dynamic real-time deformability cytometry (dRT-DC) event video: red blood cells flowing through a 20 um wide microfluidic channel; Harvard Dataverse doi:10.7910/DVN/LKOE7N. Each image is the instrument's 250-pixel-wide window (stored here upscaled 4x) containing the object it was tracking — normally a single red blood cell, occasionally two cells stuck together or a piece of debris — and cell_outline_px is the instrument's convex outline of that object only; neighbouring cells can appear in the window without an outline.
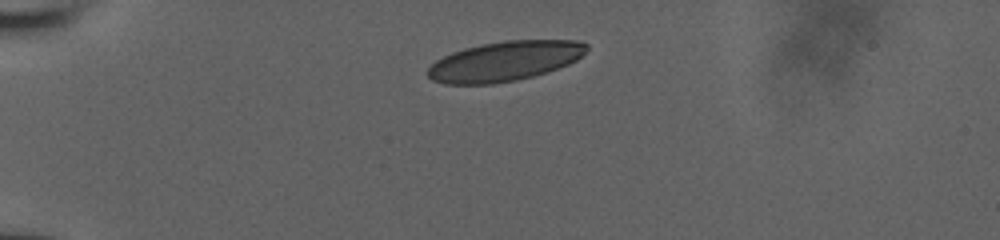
{"species": "human", "species_latin": "Homo sapiens", "temperature_condition": "room temperature", "stored_images_in_passage": 8, "camera_frame_rate_fps": 3000, "um_per_image_px": 0.085, "donor": {"sex": "male"}, "frame": {"image": 1, "passage_image": 1, "time_ms": 0.0, "image_size_px": [1000, 240], "cell_outline_px": [[588, 48], [576, 60], [568, 64], [532, 76], [516, 80], [492, 84], [444, 84], [432, 80], [428, 76], [428, 68], [436, 60], [452, 52], [464, 48], [480, 44], [504, 40], [580, 40], [588, 44]], "centroid_in_image_um": [42.88, 5.19], "position_along_channel_um": 42.1, "area_um2": 36.7}}